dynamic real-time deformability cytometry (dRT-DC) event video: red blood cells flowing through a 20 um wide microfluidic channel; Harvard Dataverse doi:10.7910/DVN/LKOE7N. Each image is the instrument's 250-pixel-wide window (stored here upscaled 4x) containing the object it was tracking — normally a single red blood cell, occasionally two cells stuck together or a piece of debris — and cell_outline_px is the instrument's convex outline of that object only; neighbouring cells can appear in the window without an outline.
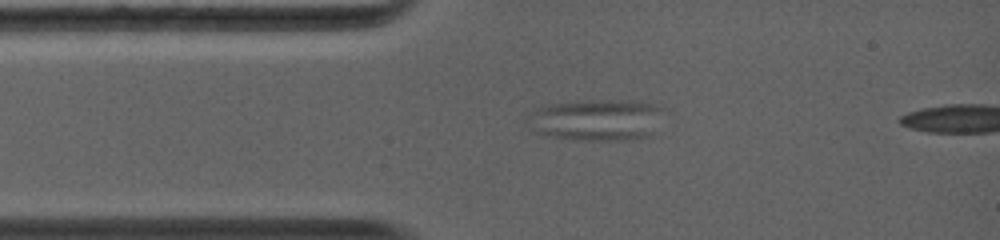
{"species": "common noctule bat (a hibernating species)", "species_latin": "Nyctalus noctula", "temperature_condition": "warm", "stored_images_in_passage": 26, "segment_of_instrument_passage": [2, 2], "camera_frame_rate_fps": 5000, "um_per_image_px": 0.085, "animal": {"sex": "female", "body_mass_g": 19.0, "forearm_length_mm": 56.7}, "frame": {"image": 1, "passage_image": 7, "time_ms": 2.0, "image_size_px": [1000, 240], "cell_outline_px": [[668, 112], [652, 136], [620, 140], [580, 140], [556, 136], [544, 132], [524, 124], [524, 116], [528, 112], [544, 104], [580, 100], [616, 100], [652, 104], [664, 108]], "centroid_in_image_um": [50.74, 10.16], "position_along_channel_um": 34.3, "area_um2": 33.52}}
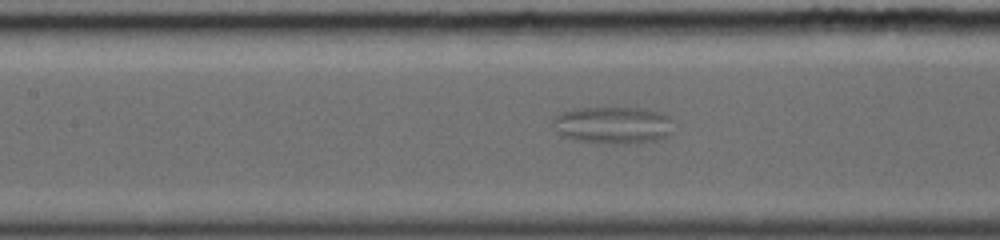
{"frame": {"image": 2, "passage_image": 17, "time_ms": 5.4, "image_size_px": [1000, 240], "cell_outline_px": [[676, 120], [668, 132], [664, 136], [652, 140], [580, 140], [564, 136], [552, 124], [552, 120], [560, 112], [576, 108], [640, 108], [660, 112]], "centroid_in_image_um": [52.09, 10.54], "position_along_channel_um": 155.3, "area_um2": 24.51}}
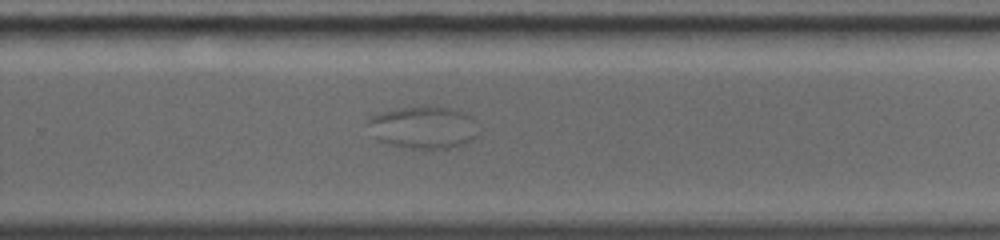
{"frame": {"image": 3, "passage_image": 26, "time_ms": 9.0, "image_size_px": [1000, 240], "cell_outline_px": [[476, 136], [472, 140], [452, 148], [412, 148], [392, 144], [380, 140], [376, 136], [368, 120], [368, 116], [380, 112], [400, 108], [448, 108], [464, 112], [472, 120]], "centroid_in_image_um": [35.98, 10.84], "position_along_channel_um": 293.8, "area_um2": 26.01}}